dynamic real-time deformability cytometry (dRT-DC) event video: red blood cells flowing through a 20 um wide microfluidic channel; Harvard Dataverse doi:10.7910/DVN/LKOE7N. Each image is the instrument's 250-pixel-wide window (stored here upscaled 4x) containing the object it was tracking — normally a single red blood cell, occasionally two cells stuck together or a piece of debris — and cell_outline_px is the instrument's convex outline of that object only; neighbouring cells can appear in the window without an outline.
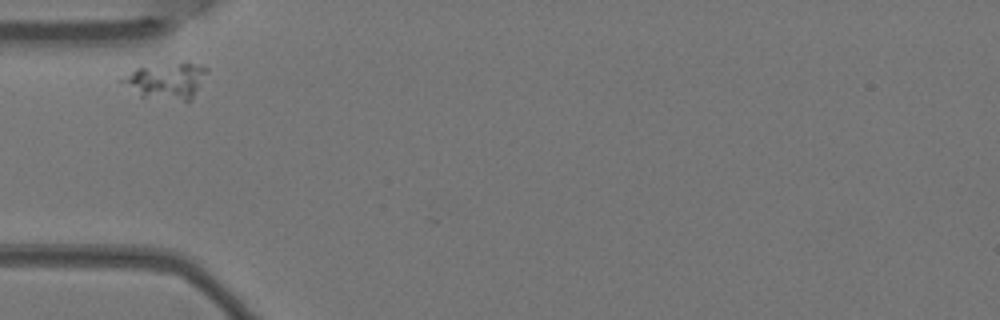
{"species": "Egyptian fruit bat (a non-hibernating species)", "species_latin": "Rousettus aegyptiacus", "temperature_condition": "warm", "stored_images_in_passage": 5, "camera_frame_rate_fps": 3000, "um_per_image_px": 0.085, "animal": {"sex": "female"}, "frame": {"image": 1, "passage_image": 1, "time_ms": 0.0, "image_size_px": [1000, 320], "cell_outline_px": [[208, 72], [192, 100], [184, 100], [140, 96], [116, 80], [136, 68], [184, 60], [208, 68]], "centroid_in_image_um": [14.14, 6.82], "position_along_channel_um": 70.9, "area_um2": 18.15}}
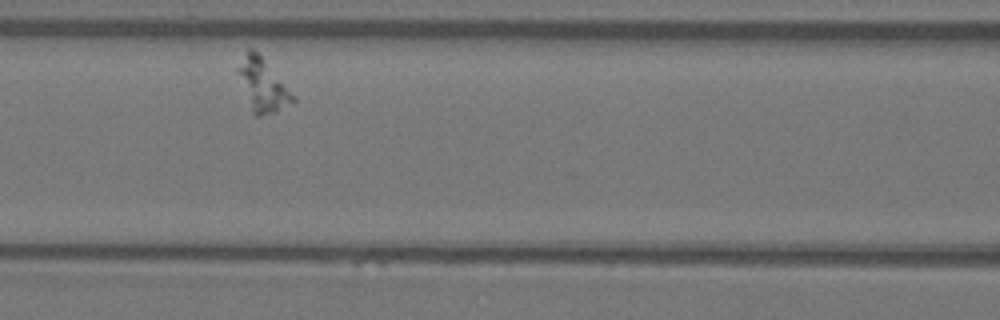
{"frame": {"image": 2, "passage_image": 3, "time_ms": 0.667, "image_size_px": [1000, 320], "cell_outline_px": [[296, 100], [276, 112], [260, 116], [256, 116], [252, 112], [236, 72], [236, 68], [248, 48], [252, 48], [260, 56], [296, 96]], "centroid_in_image_um": [22.31, 7.25], "position_along_channel_um": 144.3, "area_um2": 16.59}}
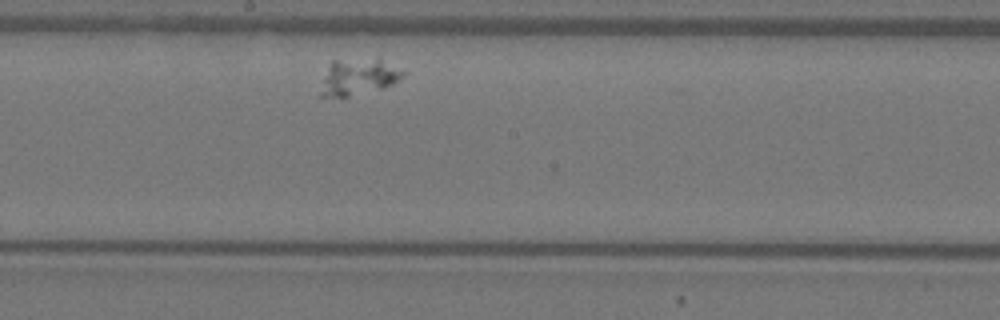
{"frame": {"image": 3, "passage_image": 5, "time_ms": 1.333, "image_size_px": [1000, 320], "cell_outline_px": [[408, 72], [404, 76], [392, 84], [344, 100], [320, 96], [320, 92], [328, 68], [332, 60], [380, 60]], "centroid_in_image_um": [30.44, 6.61], "position_along_channel_um": 217.8, "area_um2": 17.34}}